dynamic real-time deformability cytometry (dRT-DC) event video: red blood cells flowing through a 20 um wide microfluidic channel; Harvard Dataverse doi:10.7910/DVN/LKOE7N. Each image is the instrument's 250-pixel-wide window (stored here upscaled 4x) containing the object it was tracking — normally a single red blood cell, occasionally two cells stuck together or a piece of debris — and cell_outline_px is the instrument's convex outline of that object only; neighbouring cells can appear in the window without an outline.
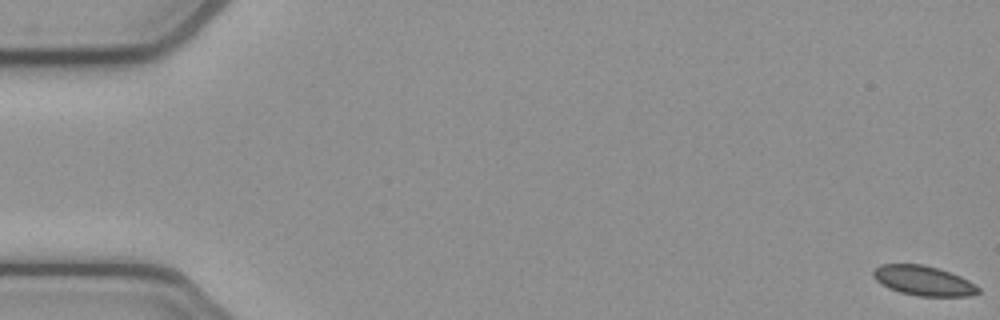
{"species": "common noctule bat (a hibernating species)", "species_latin": "Nyctalus noctula", "temperature_condition": "cold", "stored_images_in_passage": 17, "camera_frame_rate_fps": 3000, "um_per_image_px": 0.085, "animal": {"sex": "female", "body_mass_g": 21.9}, "frame": {"image": 1, "passage_image": 1, "time_ms": 0.0, "image_size_px": [1000, 320], "cell_outline_px": [[980, 292], [968, 296], [916, 296], [900, 292], [888, 288], [880, 284], [872, 276], [872, 272], [880, 264], [924, 264], [960, 276], [976, 284], [980, 288]], "centroid_in_image_um": [78.48, 23.86], "position_along_channel_um": 6.5, "area_um2": 18.26}}
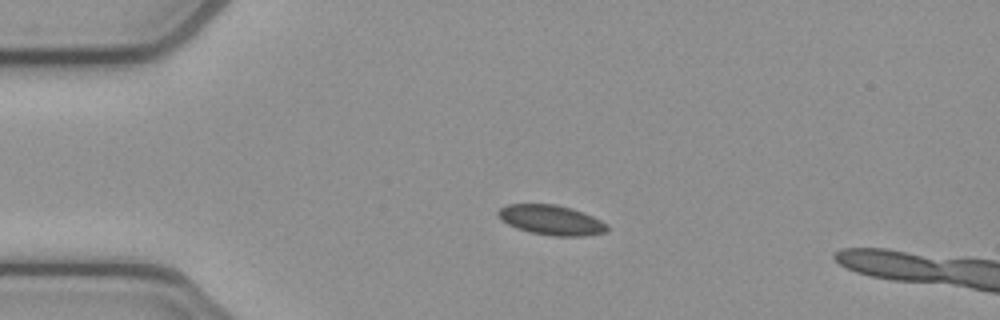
{"frame": {"image": 2, "passage_image": 13, "time_ms": 4.0, "image_size_px": [1000, 320], "cell_outline_px": [[608, 232], [584, 236], [552, 236], [528, 232], [516, 228], [500, 220], [496, 212], [500, 208], [508, 204], [556, 204], [572, 208], [584, 212], [608, 224]], "centroid_in_image_um": [46.85, 18.7], "position_along_channel_um": 38.1, "area_um2": 19.25}}